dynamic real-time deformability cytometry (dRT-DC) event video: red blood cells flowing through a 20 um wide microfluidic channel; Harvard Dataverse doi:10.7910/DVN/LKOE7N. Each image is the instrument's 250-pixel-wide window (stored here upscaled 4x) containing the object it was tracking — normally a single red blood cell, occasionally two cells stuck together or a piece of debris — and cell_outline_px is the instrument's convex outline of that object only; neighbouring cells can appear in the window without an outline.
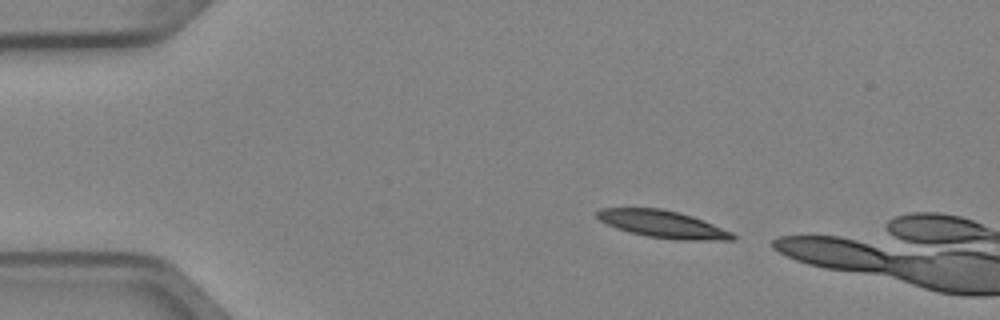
{"species": "Egyptian fruit bat (a non-hibernating species)", "species_latin": "Rousettus aegyptiacus", "temperature_condition": "cold", "stored_images_in_passage": 3, "camera_frame_rate_fps": 3000, "um_per_image_px": 0.085, "animal": {"sex": "female"}, "frame": {"image": 1, "passage_image": 1, "time_ms": 0.0, "image_size_px": [1000, 320], "cell_outline_px": [[736, 240], [676, 240], [644, 236], [628, 232], [616, 228], [600, 220], [596, 216], [596, 212], [604, 208], [660, 208], [680, 212], [704, 220], [732, 232], [736, 236]], "centroid_in_image_um": [56.37, 19.06], "position_along_channel_um": 28.6, "area_um2": 21.68}}